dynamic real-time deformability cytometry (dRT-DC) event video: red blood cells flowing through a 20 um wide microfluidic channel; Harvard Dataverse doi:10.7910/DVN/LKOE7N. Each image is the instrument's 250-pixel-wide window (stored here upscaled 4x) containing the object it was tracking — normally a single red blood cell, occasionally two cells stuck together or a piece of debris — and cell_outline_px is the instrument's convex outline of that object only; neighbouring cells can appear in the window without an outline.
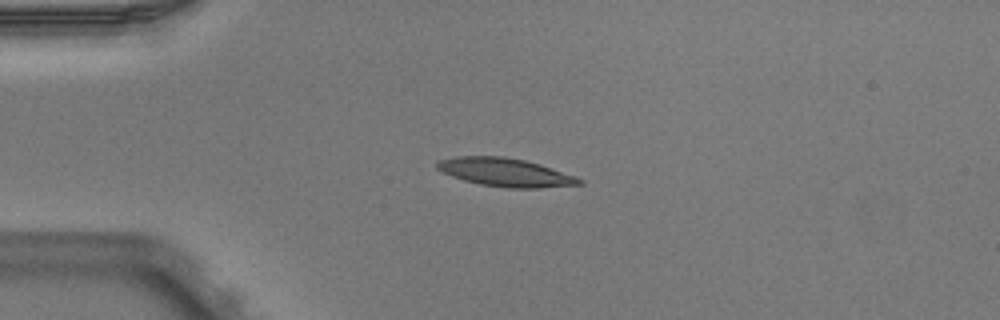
{"species": "Egyptian fruit bat (a non-hibernating species)", "species_latin": "Rousettus aegyptiacus", "temperature_condition": "warm", "stored_images_in_passage": 6, "camera_frame_rate_fps": 3000, "um_per_image_px": 0.085, "animal": {"sex": "male"}, "frame": {"image": 1, "passage_image": 4, "time_ms": 1.0, "image_size_px": [1000, 320], "cell_outline_px": [[584, 184], [536, 188], [508, 188], [480, 184], [464, 180], [452, 176], [436, 168], [436, 164], [440, 160], [456, 156], [504, 156], [524, 160], [540, 164], [576, 176], [584, 180]], "centroid_in_image_um": [42.99, 14.65], "position_along_channel_um": 42.0, "area_um2": 23.41}}
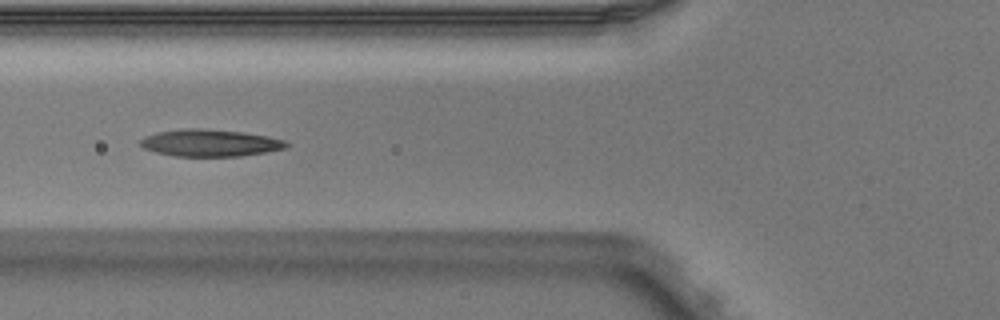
{"frame": {"image": 2, "passage_image": 6, "time_ms": 1.667, "image_size_px": [1000, 320], "cell_outline_px": [[288, 148], [240, 156], [172, 156], [156, 152], [144, 148], [140, 144], [140, 140], [148, 136], [160, 132], [188, 128], [200, 128], [240, 132], [268, 136], [284, 140], [288, 144]], "centroid_in_image_um": [17.88, 12.16], "position_along_channel_um": 107.9, "area_um2": 22.66}}